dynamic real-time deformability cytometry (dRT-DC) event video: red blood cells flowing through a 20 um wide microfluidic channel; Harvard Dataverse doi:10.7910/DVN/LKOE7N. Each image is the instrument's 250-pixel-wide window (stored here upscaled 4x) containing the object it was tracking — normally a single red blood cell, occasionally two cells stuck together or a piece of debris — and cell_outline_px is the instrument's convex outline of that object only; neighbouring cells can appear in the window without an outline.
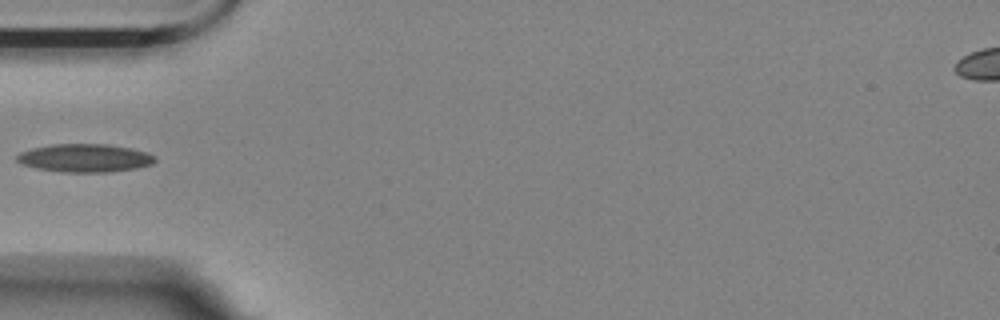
{"species": "Egyptian fruit bat (a non-hibernating species)", "species_latin": "Rousettus aegyptiacus", "temperature_condition": "room temperature", "stored_images_in_passage": 37, "camera_frame_rate_fps": 3000, "um_per_image_px": 0.085, "animal": {"sex": "female"}, "frame": {"image": 1, "passage_image": 1, "time_ms": 0.0, "image_size_px": [1000, 320], "cell_outline_px": [[156, 160], [152, 164], [136, 168], [108, 172], [60, 172], [36, 168], [24, 164], [16, 160], [16, 156], [20, 152], [32, 148], [52, 144], [108, 144], [132, 148], [148, 152], [156, 156]], "centroid_in_image_um": [7.24, 13.42], "position_along_channel_um": 77.8, "area_um2": 22.77}}
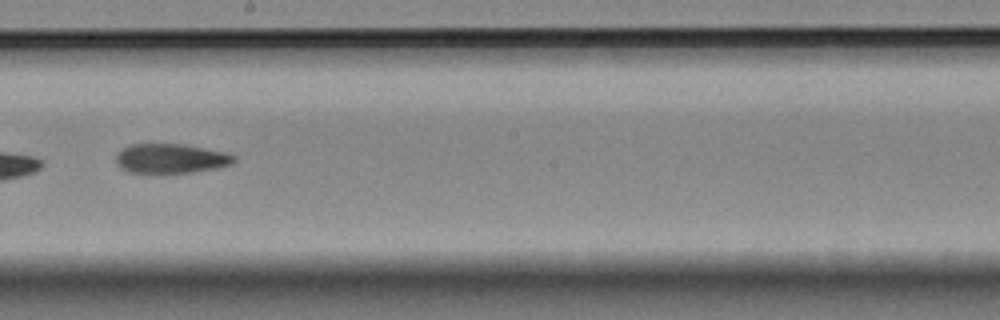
{"frame": {"image": 2, "passage_image": 14, "time_ms": 4.333, "image_size_px": [1000, 320], "cell_outline_px": [[236, 160], [232, 164], [216, 168], [192, 172], [160, 176], [152, 176], [128, 172], [120, 168], [116, 164], [116, 156], [124, 148], [132, 144], [180, 144], [224, 152], [232, 156]], "centroid_in_image_um": [14.44, 13.54], "position_along_channel_um": 233.8, "area_um2": 20.87}}
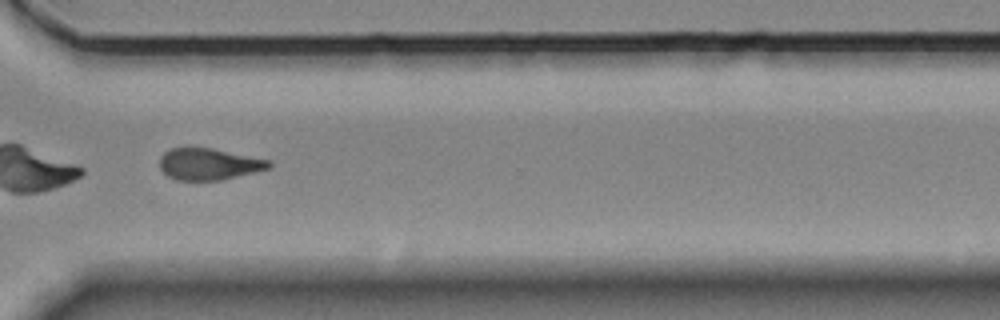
{"frame": {"image": 3, "passage_image": 24, "time_ms": 7.667, "image_size_px": [1000, 320], "cell_outline_px": [[272, 164], [268, 168], [220, 180], [176, 180], [168, 176], [160, 168], [160, 156], [168, 148], [212, 148], [268, 160]], "centroid_in_image_um": [17.68, 13.94], "position_along_channel_um": 352.9, "area_um2": 19.77}}